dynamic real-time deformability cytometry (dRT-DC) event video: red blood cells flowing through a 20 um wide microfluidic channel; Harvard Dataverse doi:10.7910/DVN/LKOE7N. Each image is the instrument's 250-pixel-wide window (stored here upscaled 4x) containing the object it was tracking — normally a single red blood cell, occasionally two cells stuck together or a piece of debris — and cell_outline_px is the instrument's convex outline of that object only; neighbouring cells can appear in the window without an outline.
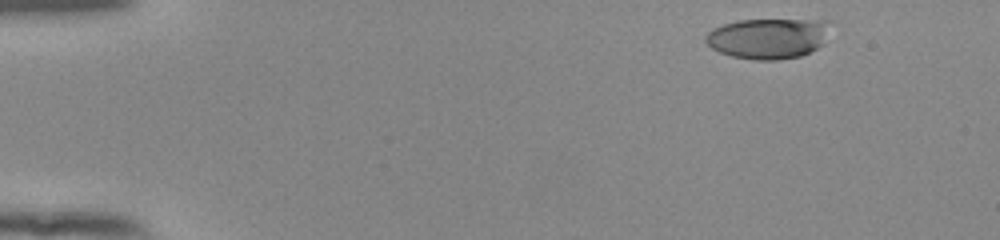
{"species": "human", "species_latin": "Homo sapiens", "temperature_condition": "room temperature", "stored_images_in_passage": 50, "camera_frame_rate_fps": 3000, "um_per_image_px": 0.085, "donor": {"sex": "female"}, "frame": {"image": 1, "passage_image": 3, "time_ms": 0.667, "image_size_px": [1000, 240], "cell_outline_px": [[832, 20], [824, 44], [800, 56], [776, 60], [756, 60], [732, 56], [720, 52], [712, 48], [704, 40], [704, 36], [712, 28], [736, 20]], "centroid_in_image_um": [65.3, 3.25], "position_along_channel_um": 19.7, "area_um2": 29.54}}
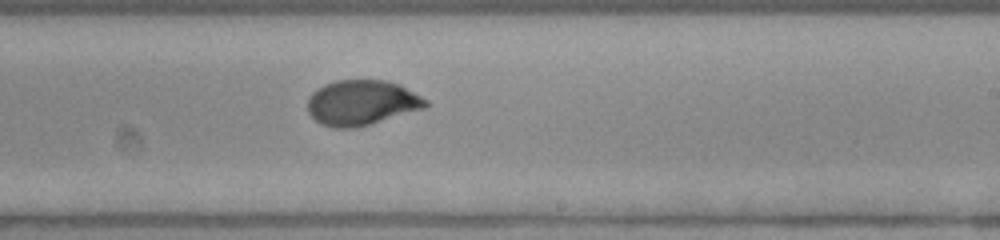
{"frame": {"image": 2, "passage_image": 30, "time_ms": 9.667, "image_size_px": [1000, 240], "cell_outline_px": [[428, 104], [424, 108], [356, 128], [332, 128], [320, 124], [308, 112], [308, 100], [312, 92], [324, 84], [336, 80], [388, 80], [400, 84], [428, 100]], "centroid_in_image_um": [30.73, 8.72], "position_along_channel_um": 258.3, "area_um2": 31.1}}
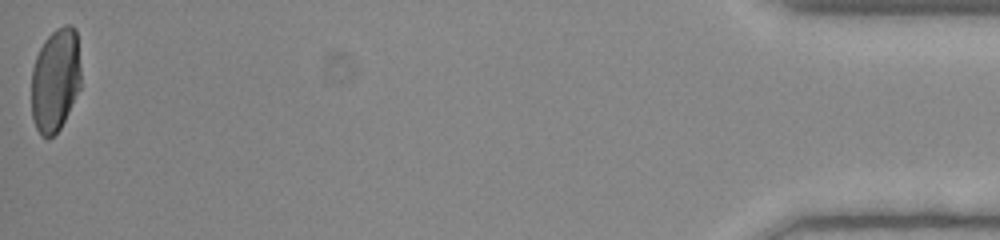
{"frame": {"image": 3, "passage_image": 50, "time_ms": 16.333, "image_size_px": [1000, 240], "cell_outline_px": [[80, 88], [60, 128], [48, 140], [40, 136], [36, 128], [32, 116], [32, 68], [36, 56], [44, 40], [56, 28], [64, 24], [72, 24], [76, 28], [80, 68]], "centroid_in_image_um": [4.7, 6.78], "position_along_channel_um": 430.5, "area_um2": 30.0}, "authors_computed_cell_mechanics": {"area_um2": 30.7496, "velocity_mm_per_s": 3.9103, "shape_relaxation_time_tau1_ms": 4.2585, "shape_relaxation_time_tau2_ms": null, "deformation_change_tau1": 0.1762, "deformation_change_tau2": null}}